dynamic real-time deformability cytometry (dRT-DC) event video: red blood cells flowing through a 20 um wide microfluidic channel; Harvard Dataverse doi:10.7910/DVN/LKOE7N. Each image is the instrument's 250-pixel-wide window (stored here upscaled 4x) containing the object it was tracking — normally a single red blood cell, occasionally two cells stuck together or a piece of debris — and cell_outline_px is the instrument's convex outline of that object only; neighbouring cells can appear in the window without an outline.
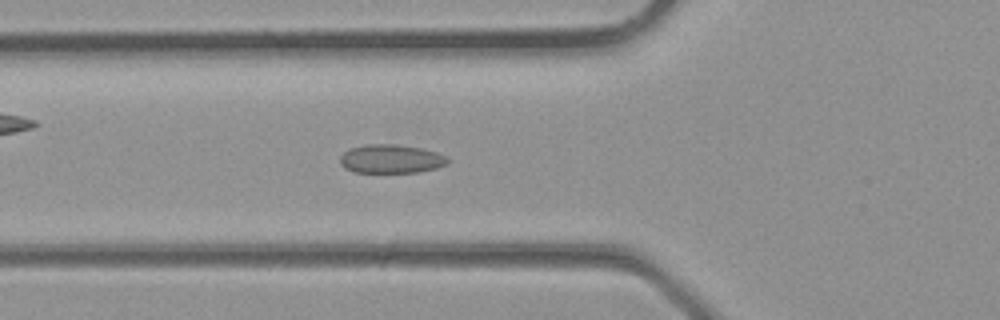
{"species": "common noctule bat (a hibernating species)", "species_latin": "Nyctalus noctula", "temperature_condition": "room temperature", "stored_images_in_passage": 34, "camera_frame_rate_fps": 3000, "um_per_image_px": 0.085, "animal": {"sex": "male", "body_mass_g": 23.1, "forearm_length_mm": 52.7}, "frame": {"image": 1, "passage_image": 11, "time_ms": 3.333, "image_size_px": [1000, 320], "cell_outline_px": [[448, 164], [436, 168], [416, 172], [356, 172], [344, 168], [340, 164], [340, 156], [348, 148], [364, 144], [396, 144], [420, 148], [436, 152], [444, 156], [448, 160]], "centroid_in_image_um": [33.19, 13.5], "position_along_channel_um": 92.6, "area_um2": 17.98}}
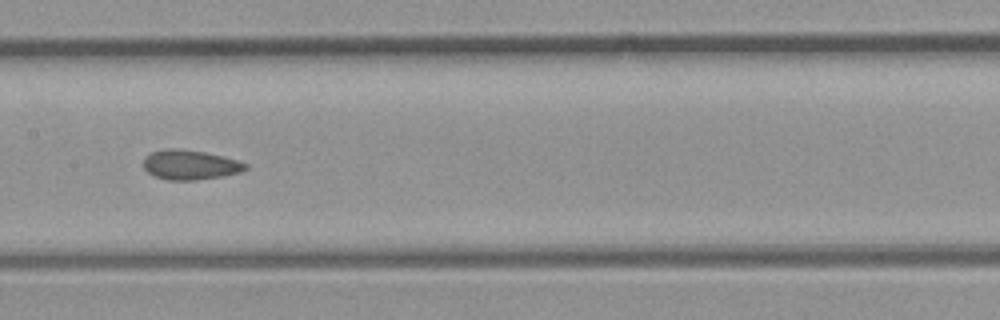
{"frame": {"image": 2, "passage_image": 16, "time_ms": 5.0, "image_size_px": [1000, 320], "cell_outline_px": [[248, 168], [240, 172], [224, 176], [196, 180], [168, 180], [156, 176], [148, 172], [144, 168], [144, 156], [152, 152], [168, 148], [172, 148], [204, 152], [224, 156], [248, 164]], "centroid_in_image_um": [16.17, 14.01], "position_along_channel_um": 191.2, "area_um2": 17.57}}
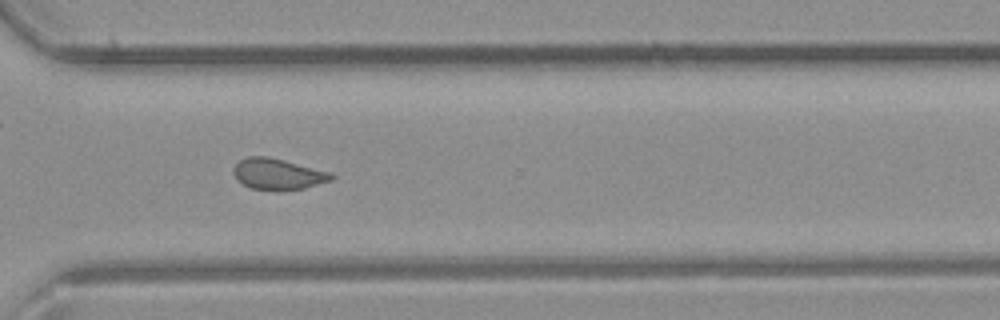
{"frame": {"image": 3, "passage_image": 24, "time_ms": 7.667, "image_size_px": [1000, 320], "cell_outline_px": [[336, 176], [332, 180], [304, 188], [252, 188], [236, 180], [232, 172], [236, 164], [240, 160], [248, 156], [268, 156], [284, 160], [328, 172]], "centroid_in_image_um": [23.59, 14.76], "position_along_channel_um": 347.0, "area_um2": 17.05}}